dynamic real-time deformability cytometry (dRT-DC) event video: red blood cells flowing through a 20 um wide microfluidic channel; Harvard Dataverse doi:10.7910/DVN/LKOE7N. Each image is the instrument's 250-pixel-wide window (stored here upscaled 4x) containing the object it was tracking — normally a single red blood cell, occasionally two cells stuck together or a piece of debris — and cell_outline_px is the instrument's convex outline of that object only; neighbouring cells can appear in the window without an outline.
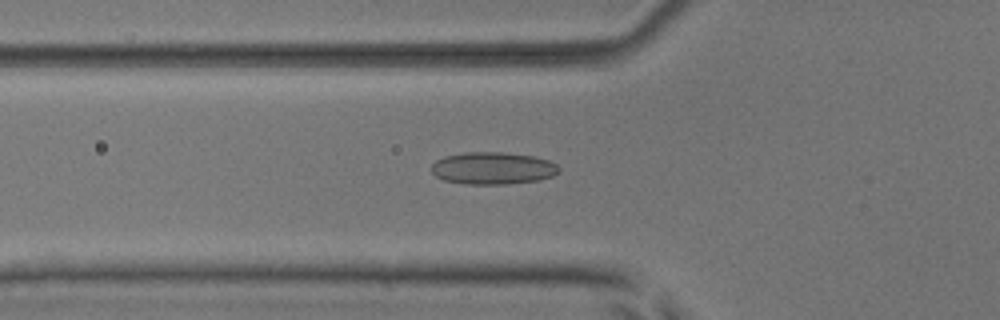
{"species": "common noctule bat (a hibernating species)", "species_latin": "Nyctalus noctula", "temperature_condition": "room temperature", "stored_images_in_passage": 55, "camera_frame_rate_fps": 3000, "um_per_image_px": 0.085, "animal": {"sex": "male", "body_mass_g": 17.9, "forearm_length_mm": 54.2}, "frame": {"image": 1, "passage_image": 20, "time_ms": 6.333, "image_size_px": [1000, 320], "cell_outline_px": [[560, 168], [552, 176], [540, 180], [508, 184], [464, 184], [444, 180], [436, 176], [432, 172], [432, 164], [436, 160], [444, 156], [464, 152], [504, 152], [532, 156], [548, 160], [556, 164]], "centroid_in_image_um": [41.87, 14.3], "position_along_channel_um": 83.9, "area_um2": 23.99}}
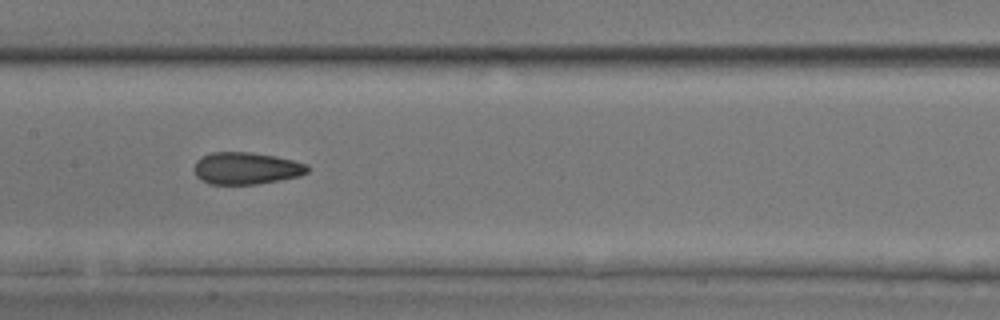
{"frame": {"image": 2, "passage_image": 28, "time_ms": 9.0, "image_size_px": [1000, 320], "cell_outline_px": [[308, 172], [300, 176], [280, 180], [256, 184], [208, 184], [200, 180], [196, 176], [192, 168], [196, 160], [200, 156], [212, 152], [252, 152], [276, 156], [308, 164]], "centroid_in_image_um": [20.88, 14.3], "position_along_channel_um": 186.5, "area_um2": 21.5}}
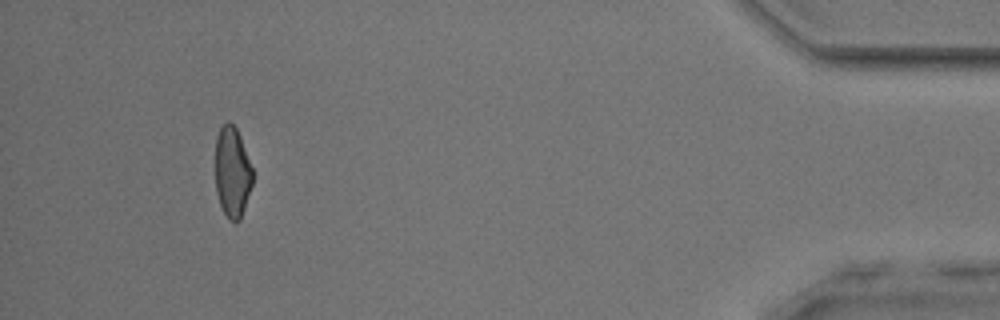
{"frame": {"image": 3, "passage_image": 51, "time_ms": 16.667, "image_size_px": [1000, 320], "cell_outline_px": [[252, 184], [240, 220], [228, 220], [220, 204], [216, 192], [216, 136], [220, 128], [228, 120], [236, 128], [240, 136], [252, 168]], "centroid_in_image_um": [19.73, 14.62], "position_along_channel_um": 415.5, "area_um2": 19.42}, "authors_computed_cell_mechanics": {"area_um2": 21.9062, "velocity_mm_per_s": 3.8352, "shape_relaxation_time_tau1_ms": null, "shape_relaxation_time_tau2_ms": 1.5564, "deformation_change_tau1": null, "deformation_change_tau2": 0.0747}}